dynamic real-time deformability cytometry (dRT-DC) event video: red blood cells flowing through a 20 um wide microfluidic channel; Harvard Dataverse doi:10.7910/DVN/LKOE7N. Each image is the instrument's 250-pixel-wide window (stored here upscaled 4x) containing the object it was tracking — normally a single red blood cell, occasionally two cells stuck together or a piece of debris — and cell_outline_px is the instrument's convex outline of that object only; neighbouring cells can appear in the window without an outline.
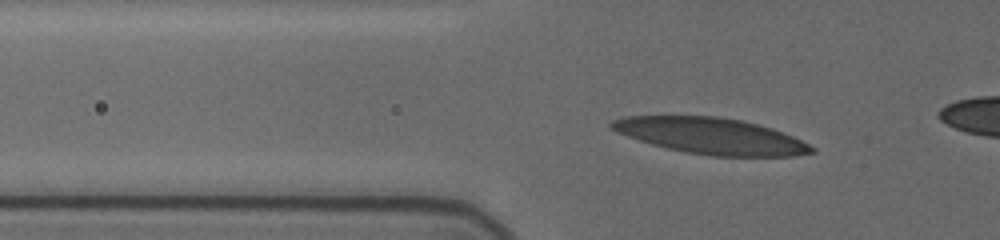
{"species": "human", "species_latin": "Homo sapiens", "temperature_condition": "cold", "stored_images_in_passage": 27, "camera_frame_rate_fps": 3000, "um_per_image_px": 0.085, "donor": {"sex": "female"}, "frame": {"image": 1, "passage_image": 9, "time_ms": 3.333, "image_size_px": [1000, 240], "cell_outline_px": [[816, 152], [796, 156], [712, 156], [688, 152], [668, 148], [652, 144], [616, 132], [608, 124], [612, 120], [624, 116], [720, 116], [740, 120], [772, 128], [792, 136], [816, 148]], "centroid_in_image_um": [60.45, 11.55], "position_along_channel_um": 65.4, "area_um2": 41.85}}
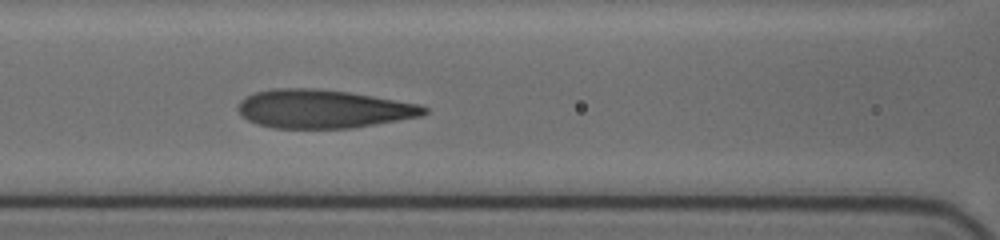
{"frame": {"image": 2, "passage_image": 19, "time_ms": 5.667, "image_size_px": [1000, 240], "cell_outline_px": [[428, 112], [420, 116], [352, 128], [272, 128], [256, 124], [240, 116], [236, 108], [240, 100], [244, 96], [256, 92], [272, 88], [316, 88], [348, 92], [420, 104], [428, 108]], "centroid_in_image_um": [27.4, 9.25], "position_along_channel_um": 139.2, "area_um2": 41.91}}
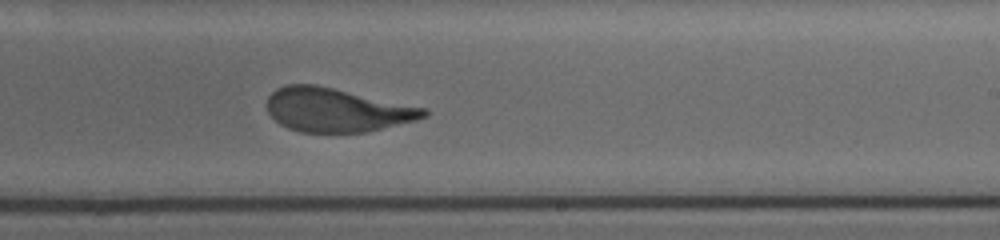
{"frame": {"image": 3, "passage_image": 27, "time_ms": 9.0, "image_size_px": [1000, 240], "cell_outline_px": [[428, 116], [416, 120], [364, 132], [300, 132], [288, 128], [280, 124], [268, 112], [268, 96], [276, 88], [284, 84], [316, 84], [428, 108]], "centroid_in_image_um": [28.62, 9.33], "position_along_channel_um": 260.4, "area_um2": 40.0}}